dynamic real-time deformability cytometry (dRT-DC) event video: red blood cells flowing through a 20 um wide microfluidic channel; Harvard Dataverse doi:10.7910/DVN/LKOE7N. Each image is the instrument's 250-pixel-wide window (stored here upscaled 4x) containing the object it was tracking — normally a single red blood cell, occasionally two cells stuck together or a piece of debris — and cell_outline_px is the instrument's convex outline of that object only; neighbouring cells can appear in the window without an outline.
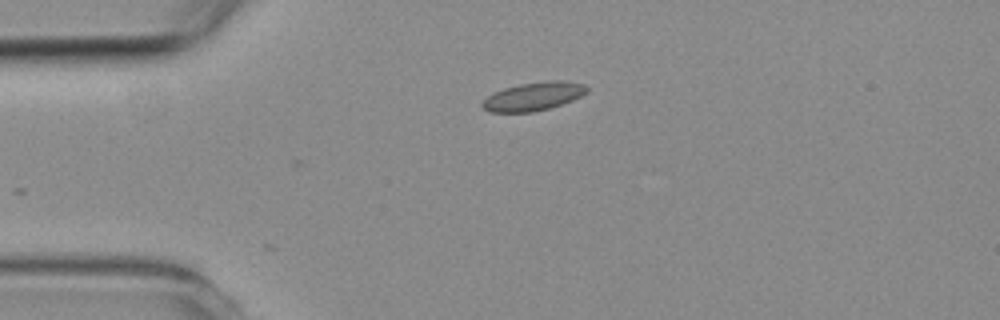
{"species": "common noctule bat (a hibernating species)", "species_latin": "Nyctalus noctula", "temperature_condition": "room temperature", "stored_images_in_passage": 4, "camera_frame_rate_fps": 3000, "um_per_image_px": 0.085, "animal": {"sex": "female", "body_mass_g": 19.3, "forearm_length_mm": 54.1}, "frame": {"image": 1, "passage_image": 4, "time_ms": 3.667, "image_size_px": [1000, 320], "cell_outline_px": [[588, 92], [572, 100], [548, 108], [532, 112], [488, 112], [480, 104], [492, 92], [504, 88], [520, 84], [548, 80], [560, 80], [584, 84], [588, 88]], "centroid_in_image_um": [45.32, 8.18], "position_along_channel_um": 39.7, "area_um2": 17.22}}